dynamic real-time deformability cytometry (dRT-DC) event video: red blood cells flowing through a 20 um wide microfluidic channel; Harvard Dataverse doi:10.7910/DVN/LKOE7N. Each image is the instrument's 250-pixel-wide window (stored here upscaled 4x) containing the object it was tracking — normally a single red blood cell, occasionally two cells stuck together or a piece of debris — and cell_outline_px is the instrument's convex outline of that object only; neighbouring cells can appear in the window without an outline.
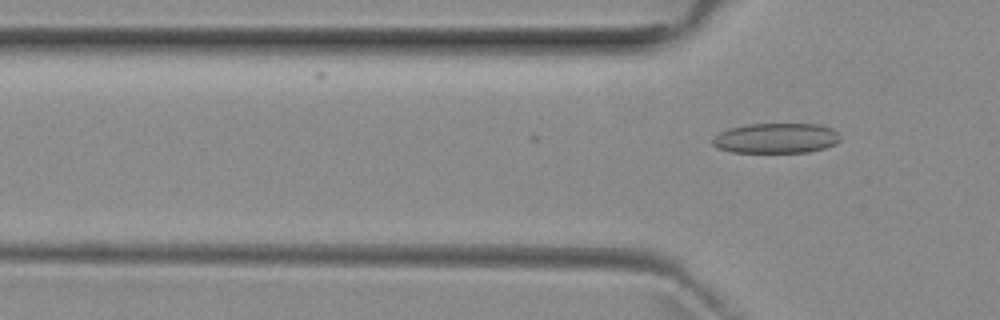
{"species": "common noctule bat (a hibernating species)", "species_latin": "Nyctalus noctula", "temperature_condition": "room temperature", "stored_images_in_passage": 5, "camera_frame_rate_fps": 3000, "um_per_image_px": 0.085, "animal": {"sex": "female", "body_mass_g": 29.2, "forearm_length_mm": 56.3}, "frame": {"image": 1, "passage_image": 5, "time_ms": 4.667, "image_size_px": [1000, 320], "cell_outline_px": [[840, 140], [836, 144], [824, 148], [808, 152], [732, 152], [720, 148], [712, 144], [712, 140], [720, 132], [728, 128], [748, 124], [820, 124], [832, 128], [840, 136]], "centroid_in_image_um": [65.99, 11.74], "position_along_channel_um": 59.8, "area_um2": 22.37}}